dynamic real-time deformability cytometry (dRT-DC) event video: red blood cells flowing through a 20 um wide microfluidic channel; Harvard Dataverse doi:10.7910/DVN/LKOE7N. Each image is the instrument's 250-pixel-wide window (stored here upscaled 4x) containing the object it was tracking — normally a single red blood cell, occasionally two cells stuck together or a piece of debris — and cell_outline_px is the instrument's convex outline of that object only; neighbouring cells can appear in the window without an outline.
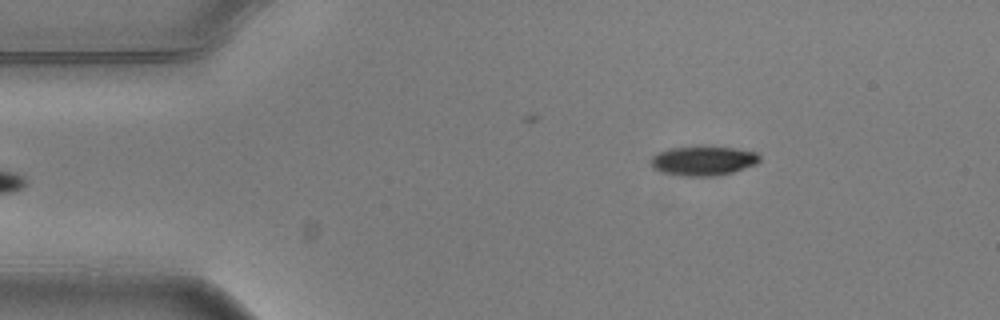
{"species": "common noctule bat (a hibernating species)", "species_latin": "Nyctalus noctula", "temperature_condition": "warm", "stored_images_in_passage": 3, "camera_frame_rate_fps": 3000, "um_per_image_px": 0.085, "animal": {"sex": "male", "body_mass_g": 20.5, "forearm_length_mm": 52.5}, "frame": {"image": 1, "passage_image": 3, "time_ms": 0.667, "image_size_px": [1000, 320], "cell_outline_px": [[760, 160], [756, 164], [732, 172], [716, 176], [680, 176], [660, 172], [652, 168], [652, 156], [668, 148], [736, 148], [756, 152], [760, 156]], "centroid_in_image_um": [59.77, 13.7], "position_along_channel_um": 25.2, "area_um2": 18.26}}